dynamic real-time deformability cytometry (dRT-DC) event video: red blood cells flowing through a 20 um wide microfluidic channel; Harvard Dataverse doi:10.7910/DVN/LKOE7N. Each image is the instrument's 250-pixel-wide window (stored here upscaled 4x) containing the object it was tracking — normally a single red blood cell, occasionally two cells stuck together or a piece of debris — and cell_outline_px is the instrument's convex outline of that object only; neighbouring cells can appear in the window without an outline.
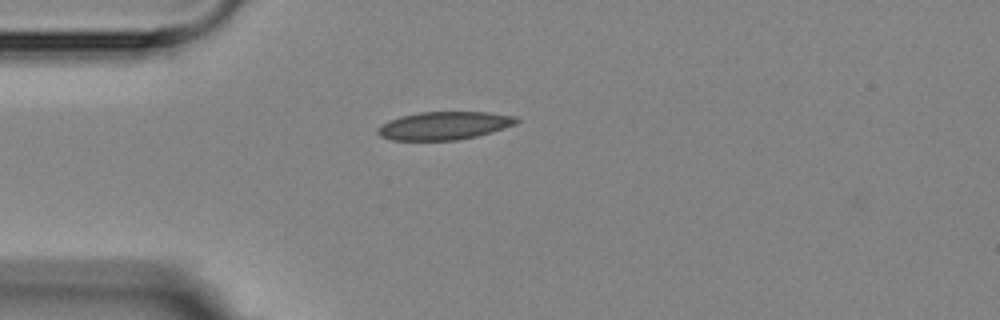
{"species": "Egyptian fruit bat (a non-hibernating species)", "species_latin": "Rousettus aegyptiacus", "temperature_condition": "room temperature", "stored_images_in_passage": 6, "camera_frame_rate_fps": 3000, "um_per_image_px": 0.085, "animal": {"sex": "female"}, "frame": {"image": 1, "passage_image": 6, "time_ms": 5.667, "image_size_px": [1000, 320], "cell_outline_px": [[520, 120], [516, 124], [492, 132], [476, 136], [456, 140], [392, 140], [380, 136], [376, 132], [376, 128], [380, 124], [388, 120], [400, 116], [420, 112], [488, 112], [516, 116]], "centroid_in_image_um": [37.73, 10.67], "position_along_channel_um": 47.3, "area_um2": 22.83}}